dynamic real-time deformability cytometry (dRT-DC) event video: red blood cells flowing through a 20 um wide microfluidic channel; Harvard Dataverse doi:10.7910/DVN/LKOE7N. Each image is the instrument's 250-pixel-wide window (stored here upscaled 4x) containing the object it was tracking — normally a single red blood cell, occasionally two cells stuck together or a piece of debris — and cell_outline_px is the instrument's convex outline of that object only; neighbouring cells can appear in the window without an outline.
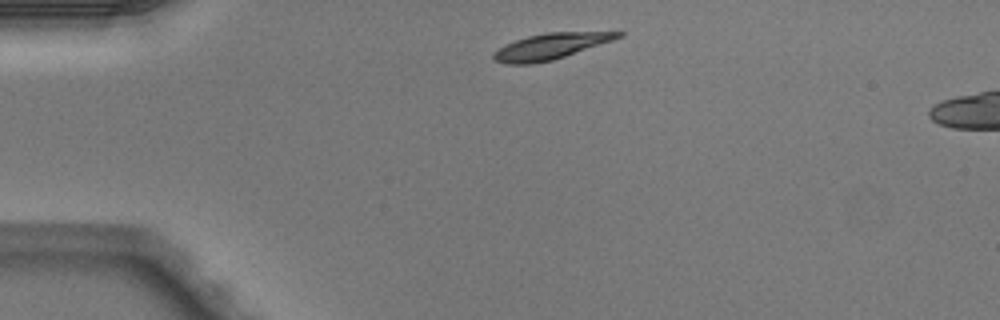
{"species": "Egyptian fruit bat (a non-hibernating species)", "species_latin": "Rousettus aegyptiacus", "temperature_condition": "warm", "stored_images_in_passage": 3, "camera_frame_rate_fps": 3000, "um_per_image_px": 0.085, "animal": {"sex": "male"}, "frame": {"image": 1, "passage_image": 1, "time_ms": 0.0, "image_size_px": [1000, 320], "cell_outline_px": [[624, 36], [552, 60], [532, 64], [504, 64], [496, 60], [492, 56], [492, 52], [516, 40], [528, 36], [544, 32], [624, 32]], "centroid_in_image_um": [46.77, 3.94], "position_along_channel_um": 38.2, "area_um2": 18.44}}